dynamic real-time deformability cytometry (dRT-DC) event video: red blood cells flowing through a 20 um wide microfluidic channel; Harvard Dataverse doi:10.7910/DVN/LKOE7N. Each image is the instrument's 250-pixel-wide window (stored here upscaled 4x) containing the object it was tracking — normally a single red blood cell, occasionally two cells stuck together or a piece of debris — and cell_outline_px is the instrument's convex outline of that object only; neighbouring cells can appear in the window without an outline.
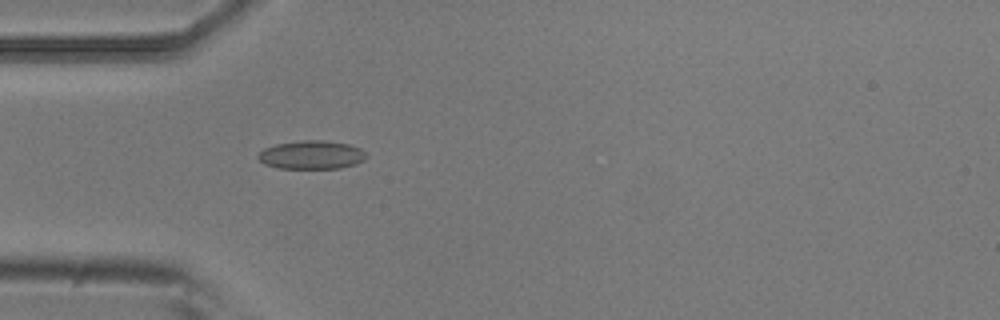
{"species": "common noctule bat (a hibernating species)", "species_latin": "Nyctalus noctula", "temperature_condition": "room temperature", "stored_images_in_passage": 1, "camera_frame_rate_fps": 3000, "um_per_image_px": 0.085, "animal": {"sex": "male", "body_mass_g": 20.5, "forearm_length_mm": 52.5}, "frame": {"image": 1, "passage_image": 1, "time_ms": 0.0, "image_size_px": [1000, 320], "cell_outline_px": [[368, 156], [364, 160], [356, 164], [340, 168], [280, 168], [264, 164], [256, 156], [264, 148], [276, 144], [304, 140], [324, 140], [348, 144], [360, 148]], "centroid_in_image_um": [26.49, 13.16], "position_along_channel_um": 58.5, "area_um2": 17.92}}